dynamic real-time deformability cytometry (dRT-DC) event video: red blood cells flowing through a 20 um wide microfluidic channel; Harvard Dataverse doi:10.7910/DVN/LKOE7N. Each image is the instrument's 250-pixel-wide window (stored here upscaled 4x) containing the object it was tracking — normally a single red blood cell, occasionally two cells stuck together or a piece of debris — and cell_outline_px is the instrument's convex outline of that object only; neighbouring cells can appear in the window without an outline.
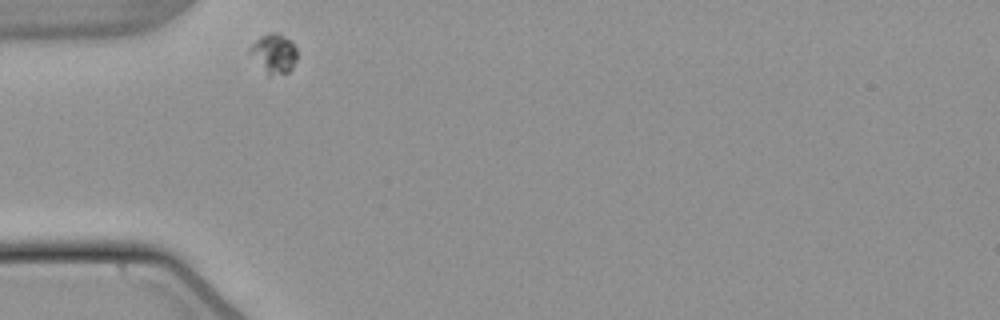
{"species": "common noctule bat (a hibernating species)", "species_latin": "Nyctalus noctula", "temperature_condition": "warm", "stored_images_in_passage": 42, "camera_frame_rate_fps": 3000, "um_per_image_px": 0.085, "animal": {"sex": "male", "body_mass_g": 21.5, "forearm_length_mm": 52.0}, "frame": {"image": 1, "passage_image": 1, "time_ms": 0.0, "image_size_px": [1000, 320], "cell_outline_px": [[296, 60], [292, 68], [288, 72], [268, 76], [248, 52], [248, 48], [260, 36], [268, 32], [276, 32], [288, 40], [296, 48]], "centroid_in_image_um": [23.25, 4.55], "position_along_channel_um": 61.8, "area_um2": 10.69}}
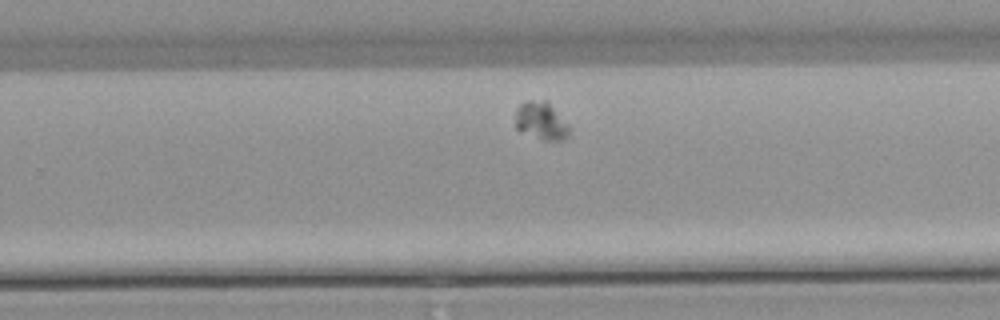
{"frame": {"image": 2, "passage_image": 21, "time_ms": 6.667, "image_size_px": [1000, 320], "cell_outline_px": [[572, 128], [568, 136], [564, 140], [544, 140], [516, 128], [516, 108], [520, 104], [528, 100], [544, 100]], "centroid_in_image_um": [46.02, 10.28], "position_along_channel_um": 283.8, "area_um2": 11.56}}
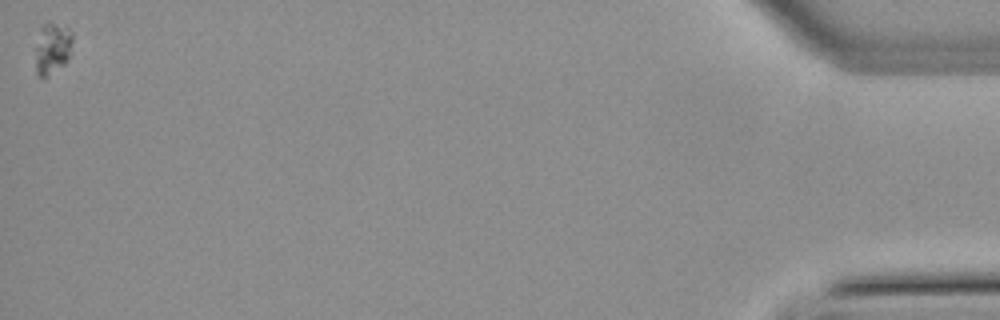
{"frame": {"image": 3, "passage_image": 42, "time_ms": 13.667, "image_size_px": [1000, 320], "cell_outline_px": [[72, 40], [68, 56], [64, 64], [44, 80], [36, 72], [36, 48], [40, 28], [48, 20], [52, 20], [68, 28], [72, 32]], "centroid_in_image_um": [4.44, 4.08], "position_along_channel_um": 430.8, "area_um2": 11.21}}